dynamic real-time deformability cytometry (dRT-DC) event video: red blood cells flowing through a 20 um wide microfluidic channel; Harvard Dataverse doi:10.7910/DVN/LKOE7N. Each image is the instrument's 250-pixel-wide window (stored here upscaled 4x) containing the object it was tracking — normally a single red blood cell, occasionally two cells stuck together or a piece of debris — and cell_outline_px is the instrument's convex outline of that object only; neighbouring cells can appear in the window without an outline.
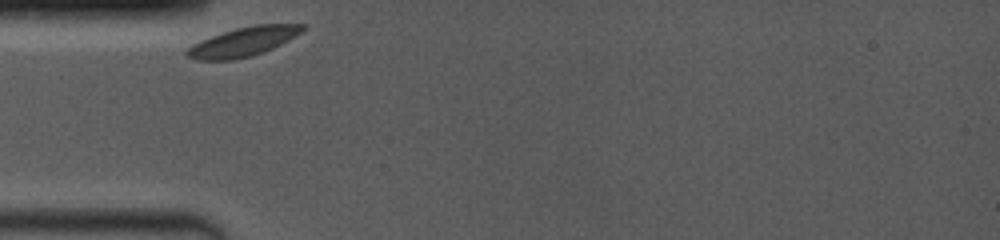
{"species": "common noctule bat (a hibernating species)", "species_latin": "Nyctalus noctula", "temperature_condition": "room temperature", "stored_images_in_passage": 22, "camera_frame_rate_fps": 4000, "um_per_image_px": 0.085, "animal": {"sex": "female", "body_mass_g": 19.0, "forearm_length_mm": 53.3}, "frame": {"image": 1, "passage_image": 1, "time_ms": 0.0, "image_size_px": [1000, 240], "cell_outline_px": [[308, 28], [288, 40], [264, 52], [252, 56], [232, 60], [196, 60], [184, 56], [184, 52], [192, 44], [200, 40], [236, 28], [256, 24], [304, 24]], "centroid_in_image_um": [20.66, 3.55], "position_along_channel_um": 64.3, "area_um2": 19.71}}
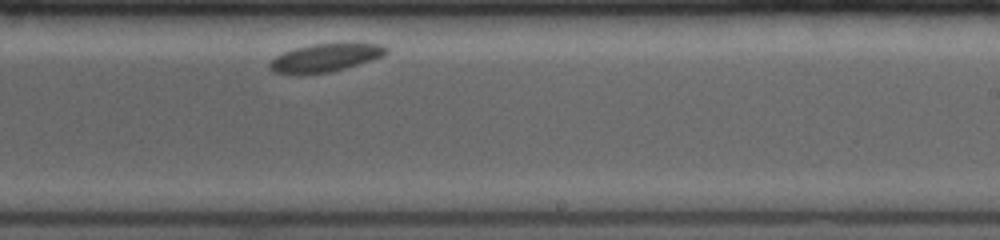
{"frame": {"image": 2, "passage_image": 13, "time_ms": 5.75, "image_size_px": [1000, 240], "cell_outline_px": [[388, 52], [384, 56], [372, 60], [332, 72], [300, 76], [272, 72], [268, 68], [268, 64], [276, 56], [284, 52], [296, 48], [312, 44], [380, 44], [388, 48]], "centroid_in_image_um": [27.6, 4.95], "position_along_channel_um": 261.4, "area_um2": 19.25}}
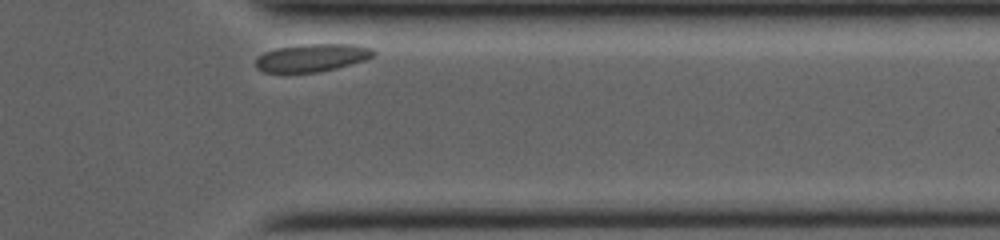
{"frame": {"image": 3, "passage_image": 22, "time_ms": 9.25, "image_size_px": [1000, 240], "cell_outline_px": [[376, 56], [364, 60], [336, 68], [320, 72], [264, 72], [256, 68], [256, 56], [264, 52], [276, 48], [300, 44], [356, 44], [372, 48], [376, 52]], "centroid_in_image_um": [26.53, 4.89], "position_along_channel_um": 384.9, "area_um2": 19.25}}